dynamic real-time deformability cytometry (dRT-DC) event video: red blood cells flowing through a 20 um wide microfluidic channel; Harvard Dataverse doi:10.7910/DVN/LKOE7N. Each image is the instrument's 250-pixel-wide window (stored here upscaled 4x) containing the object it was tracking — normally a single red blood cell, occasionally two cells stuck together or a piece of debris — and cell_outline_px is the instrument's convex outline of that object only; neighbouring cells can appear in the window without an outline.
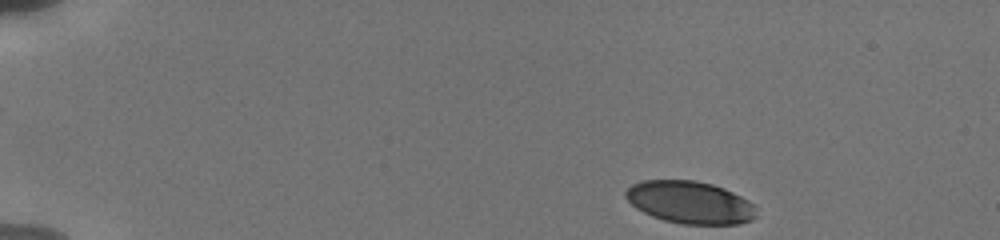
{"species": "human", "species_latin": "Homo sapiens", "temperature_condition": "cold", "stored_images_in_passage": 51, "camera_frame_rate_fps": 3000, "um_per_image_px": 0.085, "donor": {"sex": "male"}, "frame": {"image": 1, "passage_image": 1, "time_ms": 0.0, "image_size_px": [1000, 240], "cell_outline_px": [[756, 216], [752, 220], [736, 224], [680, 224], [664, 220], [652, 216], [636, 208], [624, 196], [624, 192], [632, 184], [644, 180], [692, 180], [712, 184], [724, 188], [748, 200], [752, 204]], "centroid_in_image_um": [58.62, 17.2], "position_along_channel_um": 26.4, "area_um2": 32.14}}
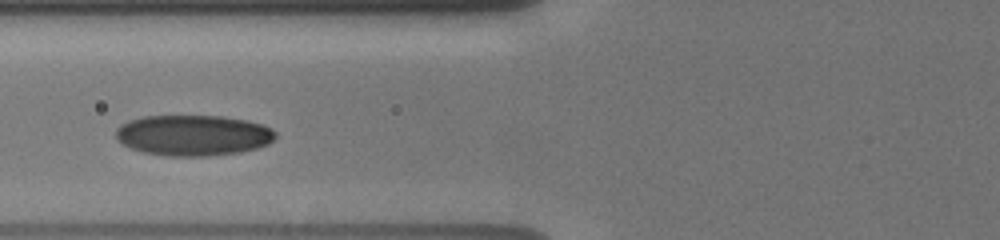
{"frame": {"image": 2, "passage_image": 26, "time_ms": 5.0, "image_size_px": [1000, 240], "cell_outline_px": [[276, 136], [268, 144], [256, 148], [240, 152], [208, 156], [168, 156], [144, 152], [132, 148], [116, 140], [116, 128], [120, 124], [128, 120], [144, 116], [224, 116], [248, 120], [264, 124], [272, 128], [276, 132]], "centroid_in_image_um": [16.43, 11.49], "position_along_channel_um": 109.4, "area_um2": 38.15}}
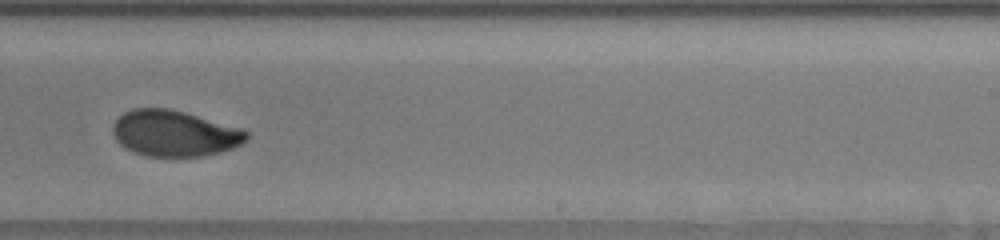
{"frame": {"image": 3, "passage_image": 47, "time_ms": 9.333, "image_size_px": [1000, 240], "cell_outline_px": [[248, 136], [244, 144], [220, 152], [200, 156], [148, 156], [132, 152], [120, 144], [116, 140], [112, 132], [112, 128], [116, 120], [124, 112], [132, 108], [172, 108], [244, 128], [248, 132]], "centroid_in_image_um": [14.86, 11.32], "position_along_channel_um": 274.1, "area_um2": 36.24}}